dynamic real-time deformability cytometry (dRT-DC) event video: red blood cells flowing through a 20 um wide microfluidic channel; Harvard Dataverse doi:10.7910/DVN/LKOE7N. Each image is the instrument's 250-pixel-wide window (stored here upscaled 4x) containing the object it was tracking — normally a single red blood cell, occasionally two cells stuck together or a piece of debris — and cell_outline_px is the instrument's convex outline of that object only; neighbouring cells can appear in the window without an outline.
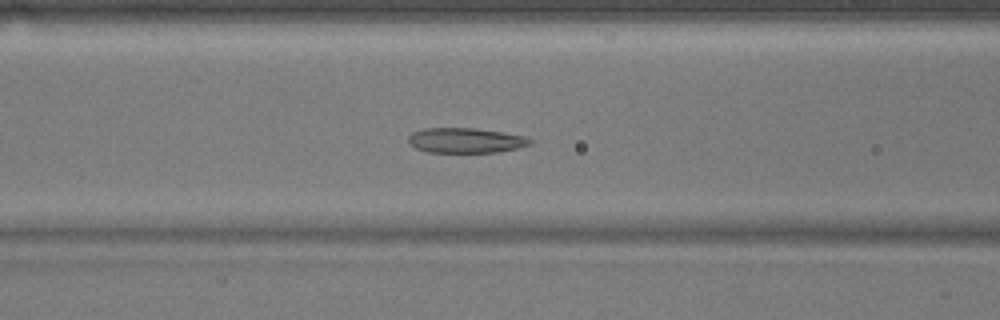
{"species": "common noctule bat (a hibernating species)", "species_latin": "Nyctalus noctula", "temperature_condition": "warm", "stored_images_in_passage": 29, "camera_frame_rate_fps": 3000, "um_per_image_px": 0.085, "animal": {"sex": "male", "body_mass_g": 17.9}, "frame": {"image": 1, "passage_image": 21, "time_ms": 6.667, "image_size_px": [1000, 320], "cell_outline_px": [[532, 144], [520, 148], [500, 152], [428, 152], [416, 148], [408, 144], [408, 136], [412, 132], [424, 128], [476, 128], [504, 132], [524, 136], [532, 140]], "centroid_in_image_um": [39.59, 11.93], "position_along_channel_um": 127.0, "area_um2": 17.98}}
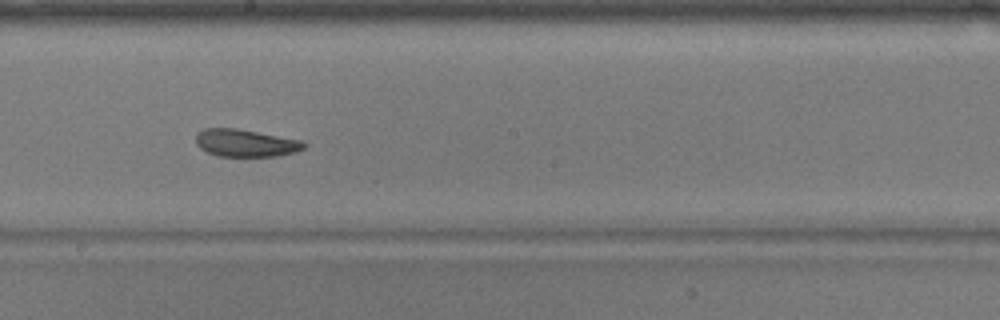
{"frame": {"image": 2, "passage_image": 29, "time_ms": 9.333, "image_size_px": [1000, 320], "cell_outline_px": [[308, 144], [304, 148], [296, 152], [276, 156], [216, 156], [200, 148], [196, 144], [196, 132], [204, 128], [236, 128], [304, 140]], "centroid_in_image_um": [20.89, 12.15], "position_along_channel_um": 227.3, "area_um2": 17.51}}